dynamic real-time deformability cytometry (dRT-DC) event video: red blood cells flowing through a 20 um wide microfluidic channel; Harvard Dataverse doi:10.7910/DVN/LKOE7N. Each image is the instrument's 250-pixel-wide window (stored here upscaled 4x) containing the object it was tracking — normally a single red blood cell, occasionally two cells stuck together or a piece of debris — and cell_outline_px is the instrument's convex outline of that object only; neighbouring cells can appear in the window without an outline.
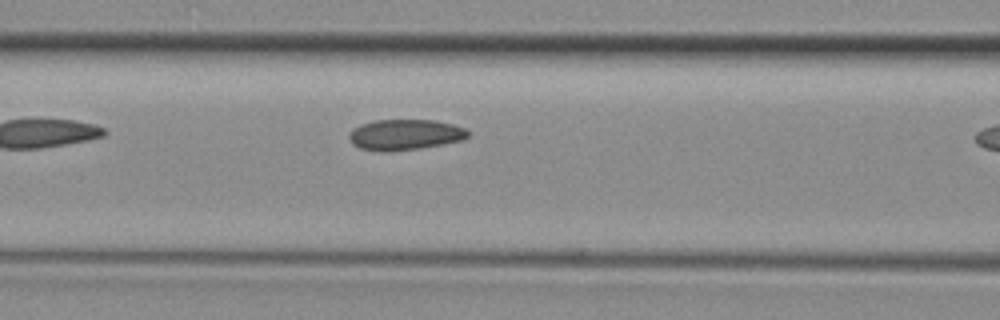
{"species": "common noctule bat (a hibernating species)", "species_latin": "Nyctalus noctula", "temperature_condition": "room temperature", "stored_images_in_passage": 7, "camera_frame_rate_fps": 3000, "um_per_image_px": 0.085, "animal": {"sex": "female", "body_mass_g": 29.2, "forearm_length_mm": 56.3}, "frame": {"image": 1, "passage_image": 6, "time_ms": 1.667, "image_size_px": [1000, 320], "cell_outline_px": [[468, 136], [460, 140], [444, 144], [420, 148], [392, 152], [380, 152], [360, 148], [352, 144], [348, 136], [352, 128], [360, 124], [372, 120], [436, 120], [452, 124], [464, 128], [468, 132]], "centroid_in_image_um": [34.36, 11.45], "position_along_channel_um": 132.2, "area_um2": 21.44}}